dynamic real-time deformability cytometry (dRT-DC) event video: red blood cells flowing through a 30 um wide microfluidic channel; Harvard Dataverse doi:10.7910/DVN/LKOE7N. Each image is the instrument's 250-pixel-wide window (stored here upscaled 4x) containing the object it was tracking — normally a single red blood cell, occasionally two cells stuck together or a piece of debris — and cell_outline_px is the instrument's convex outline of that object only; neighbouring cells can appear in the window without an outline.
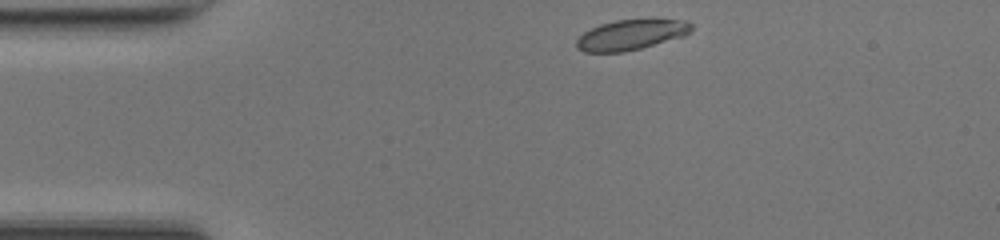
{"species": "common noctule bat (a hibernating species)", "species_latin": "Nyctalus noctula", "temperature_condition": "room temperature", "stored_images_in_passage": 8, "camera_frame_rate_fps": 3000, "um_per_image_px": 0.085, "animal": {"sex": "female", "body_mass_g": 17.0, "forearm_length_mm": 48.0}, "frame": {"image": 1, "passage_image": 1, "time_ms": 0.0, "image_size_px": [1000, 240], "cell_outline_px": [[692, 28], [684, 36], [640, 48], [624, 52], [584, 52], [576, 48], [576, 40], [584, 32], [600, 24], [616, 20], [688, 20], [692, 24]], "centroid_in_image_um": [53.61, 2.96], "position_along_channel_um": 31.4, "area_um2": 20.0}}
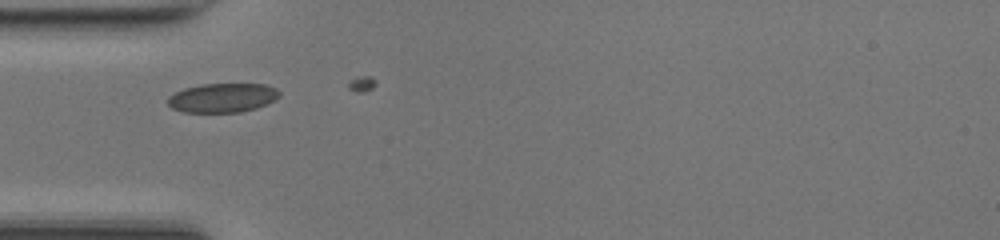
{"frame": {"image": 2, "passage_image": 7, "time_ms": 2.0, "image_size_px": [1000, 240], "cell_outline_px": [[280, 96], [276, 100], [268, 104], [256, 108], [240, 112], [184, 112], [172, 108], [168, 104], [168, 96], [184, 88], [200, 84], [264, 84], [276, 88], [280, 92]], "centroid_in_image_um": [18.94, 8.31], "position_along_channel_um": 66.1, "area_um2": 19.07}}